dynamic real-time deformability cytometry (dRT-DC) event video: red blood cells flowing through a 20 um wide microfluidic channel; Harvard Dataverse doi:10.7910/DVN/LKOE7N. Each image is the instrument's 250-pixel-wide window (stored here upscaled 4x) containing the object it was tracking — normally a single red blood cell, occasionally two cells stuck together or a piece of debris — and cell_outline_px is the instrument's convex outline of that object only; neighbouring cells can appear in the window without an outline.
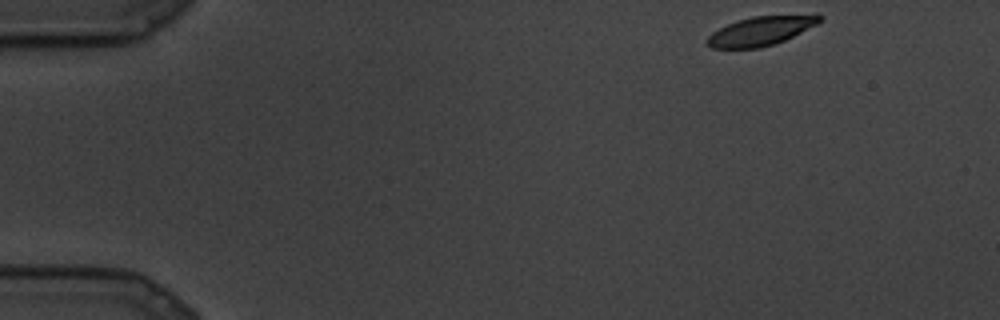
{"species": "common noctule bat (a hibernating species)", "species_latin": "Nyctalus noctula", "temperature_condition": "cold", "stored_images_in_passage": 83, "camera_frame_rate_fps": 3000, "um_per_image_px": 0.085, "animal": {"sex": "male", "body_mass_g": 19.5, "forearm_length_mm": 54.6}, "frame": {"image": 1, "passage_image": 1, "time_ms": 0.0, "image_size_px": [1000, 320], "cell_outline_px": [[824, 20], [784, 40], [760, 48], [712, 48], [704, 40], [712, 32], [728, 24], [752, 16], [816, 12], [824, 16]], "centroid_in_image_um": [64.76, 2.58], "position_along_channel_um": 20.2, "area_um2": 19.42}}
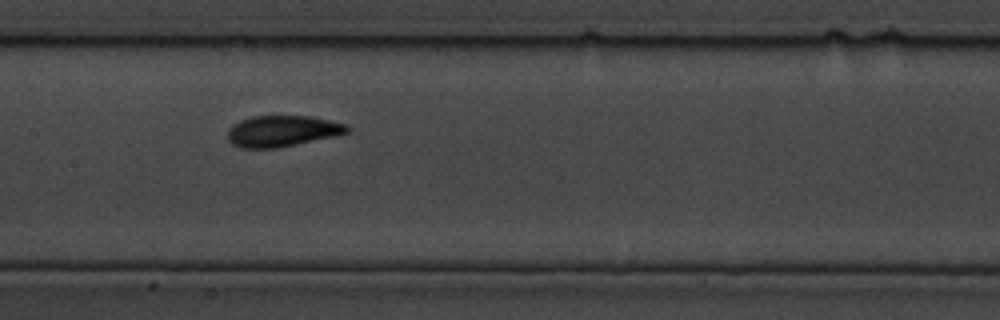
{"frame": {"image": 2, "passage_image": 37, "time_ms": 12.0, "image_size_px": [1000, 320], "cell_outline_px": [[348, 132], [340, 136], [276, 148], [240, 148], [232, 144], [228, 140], [228, 128], [232, 124], [240, 120], [252, 116], [308, 116], [328, 120], [344, 124], [348, 128]], "centroid_in_image_um": [23.97, 11.15], "position_along_channel_um": 183.4, "area_um2": 21.79}}
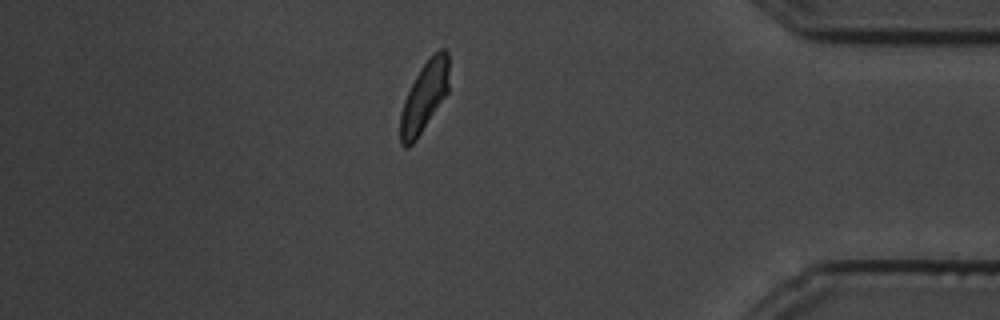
{"frame": {"image": 3, "passage_image": 71, "time_ms": 23.333, "image_size_px": [1000, 320], "cell_outline_px": [[448, 92], [416, 140], [408, 148], [404, 148], [400, 144], [400, 112], [404, 100], [420, 68], [440, 48], [444, 48], [448, 52]], "centroid_in_image_um": [36.05, 8.27], "position_along_channel_um": 399.2, "area_um2": 19.65}}